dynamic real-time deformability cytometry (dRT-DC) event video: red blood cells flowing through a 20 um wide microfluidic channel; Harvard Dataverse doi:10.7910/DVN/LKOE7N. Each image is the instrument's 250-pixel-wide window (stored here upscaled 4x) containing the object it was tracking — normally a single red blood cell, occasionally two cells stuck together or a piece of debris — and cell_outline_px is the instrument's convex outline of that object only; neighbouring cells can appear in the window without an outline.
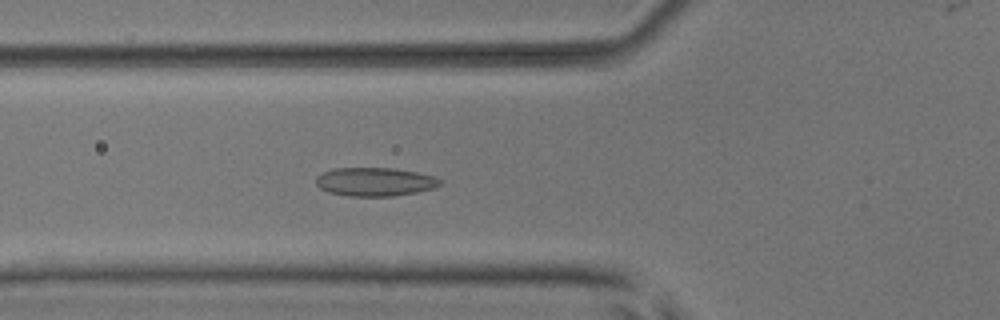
{"species": "common noctule bat (a hibernating species)", "species_latin": "Nyctalus noctula", "temperature_condition": "room temperature", "stored_images_in_passage": 53, "camera_frame_rate_fps": 3000, "um_per_image_px": 0.085, "animal": {"sex": "male", "body_mass_g": 17.9, "forearm_length_mm": 54.2}, "frame": {"image": 1, "passage_image": 20, "time_ms": 6.333, "image_size_px": [1000, 320], "cell_outline_px": [[440, 184], [432, 188], [416, 192], [392, 196], [348, 196], [328, 192], [320, 188], [316, 184], [316, 176], [332, 168], [392, 168], [416, 172], [436, 176], [440, 180]], "centroid_in_image_um": [31.83, 15.45], "position_along_channel_um": 94.0, "area_um2": 20.58}}
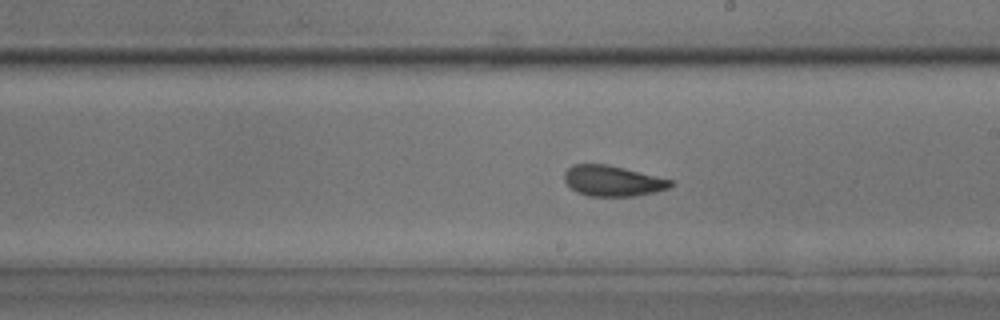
{"frame": {"image": 2, "passage_image": 31, "time_ms": 10.0, "image_size_px": [1000, 320], "cell_outline_px": [[676, 184], [668, 188], [656, 192], [636, 196], [588, 196], [576, 192], [564, 180], [564, 172], [572, 164], [608, 164], [672, 180]], "centroid_in_image_um": [52.08, 15.38], "position_along_channel_um": 236.9, "area_um2": 19.02}}
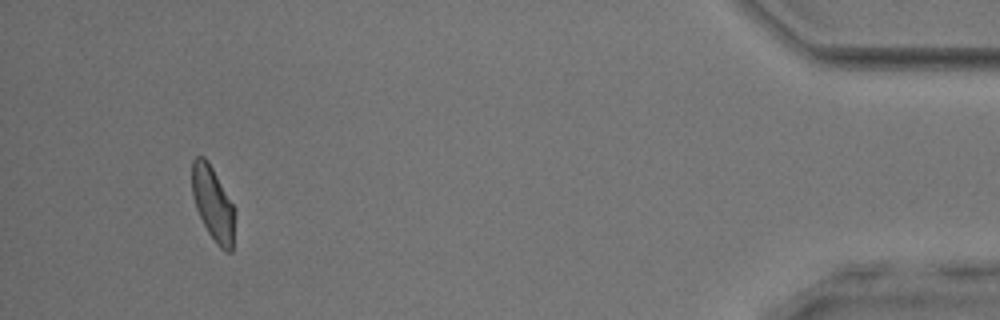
{"frame": {"image": 3, "passage_image": 50, "time_ms": 16.333, "image_size_px": [1000, 320], "cell_outline_px": [[232, 252], [228, 252], [220, 248], [216, 244], [208, 232], [196, 208], [192, 196], [192, 160], [196, 156], [204, 156], [208, 160], [232, 204]], "centroid_in_image_um": [18.04, 17.26], "position_along_channel_um": 417.2, "area_um2": 17.8}, "authors_computed_cell_mechanics": {"area_um2": 19.4208, "velocity_mm_per_s": 3.9184, "shape_relaxation_time_tau1_ms": 5.6768, "shape_relaxation_time_tau2_ms": 1.8103, "deformation_change_tau1": 0.1209, "deformation_change_tau2": 0.0748}}